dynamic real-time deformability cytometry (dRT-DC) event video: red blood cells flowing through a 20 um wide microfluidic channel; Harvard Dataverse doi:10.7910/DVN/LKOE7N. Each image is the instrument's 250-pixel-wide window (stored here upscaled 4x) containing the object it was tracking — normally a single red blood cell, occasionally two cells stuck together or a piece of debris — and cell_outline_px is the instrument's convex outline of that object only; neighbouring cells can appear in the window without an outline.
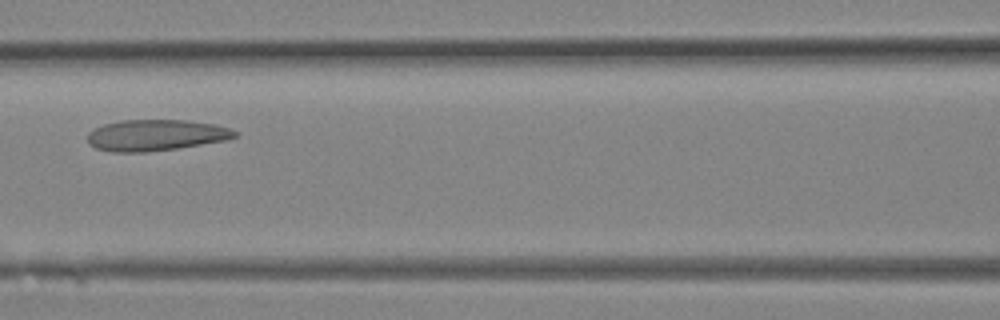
{"species": "Egyptian fruit bat (a non-hibernating species)", "species_latin": "Rousettus aegyptiacus", "temperature_condition": "room temperature", "stored_images_in_passage": 12, "camera_frame_rate_fps": 3000, "um_per_image_px": 0.085, "animal": {"sex": "female"}, "frame": {"image": 1, "passage_image": 9, "time_ms": 2.667, "image_size_px": [1000, 320], "cell_outline_px": [[236, 136], [224, 140], [176, 148], [144, 152], [112, 152], [96, 148], [88, 144], [88, 132], [92, 128], [104, 124], [120, 120], [188, 120], [216, 124], [228, 128], [236, 132]], "centroid_in_image_um": [13.18, 11.48], "position_along_channel_um": 153.4, "area_um2": 26.65}}
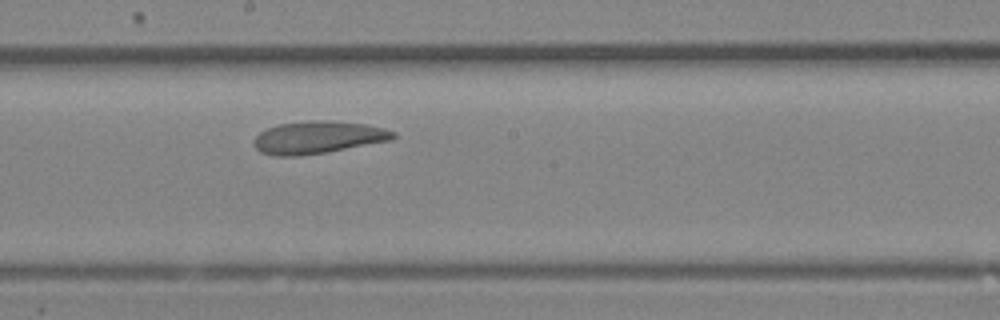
{"frame": {"image": 2, "passage_image": 12, "time_ms": 3.667, "image_size_px": [1000, 320], "cell_outline_px": [[396, 136], [392, 140], [328, 152], [300, 156], [272, 156], [260, 152], [252, 144], [252, 140], [260, 132], [276, 124], [312, 120], [332, 120], [364, 124], [384, 128], [396, 132]], "centroid_in_image_um": [27.0, 11.68], "position_along_channel_um": 221.2, "area_um2": 26.7}}